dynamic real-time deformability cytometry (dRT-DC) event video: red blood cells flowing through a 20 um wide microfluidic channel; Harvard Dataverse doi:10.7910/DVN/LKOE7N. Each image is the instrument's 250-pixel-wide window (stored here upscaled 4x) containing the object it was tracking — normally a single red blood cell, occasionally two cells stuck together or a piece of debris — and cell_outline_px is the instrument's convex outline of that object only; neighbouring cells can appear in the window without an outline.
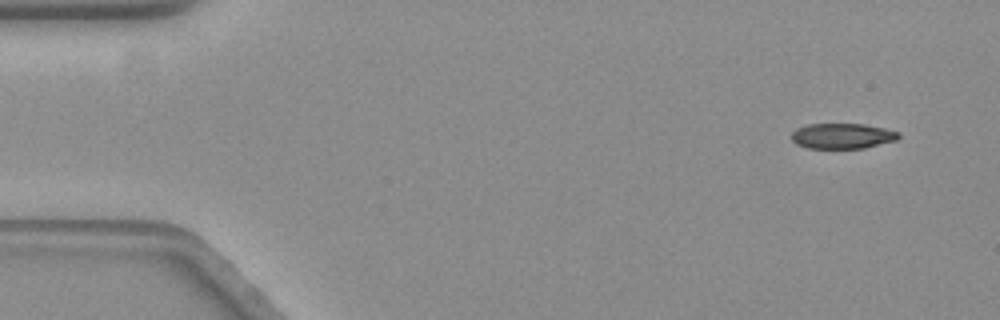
{"species": "common noctule bat (a hibernating species)", "species_latin": "Nyctalus noctula", "temperature_condition": "warm", "stored_images_in_passage": 55, "camera_frame_rate_fps": 3000, "um_per_image_px": 0.085, "animal": {"sex": "female", "body_mass_g": 19.3, "forearm_length_mm": 54.1}, "frame": {"image": 1, "passage_image": 1, "time_ms": 0.0, "image_size_px": [1000, 320], "cell_outline_px": [[900, 136], [896, 140], [864, 148], [808, 148], [796, 144], [792, 140], [792, 132], [796, 128], [808, 124], [864, 124], [884, 128], [900, 132]], "centroid_in_image_um": [71.59, 11.55], "position_along_channel_um": 13.4, "area_um2": 15.84}}
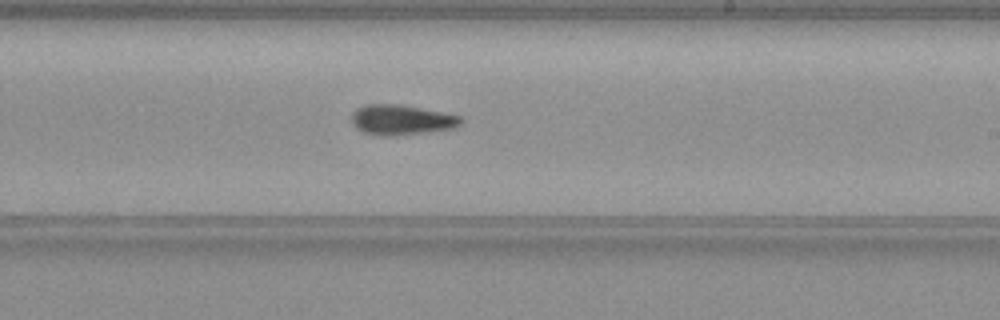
{"frame": {"image": 2, "passage_image": 31, "time_ms": 10.0, "image_size_px": [1000, 320], "cell_outline_px": [[464, 120], [456, 128], [424, 132], [388, 136], [384, 136], [364, 132], [356, 128], [352, 124], [352, 112], [356, 108], [364, 104], [396, 104], [440, 112], [460, 116]], "centroid_in_image_um": [34.09, 10.18], "position_along_channel_um": 254.9, "area_um2": 18.96}}
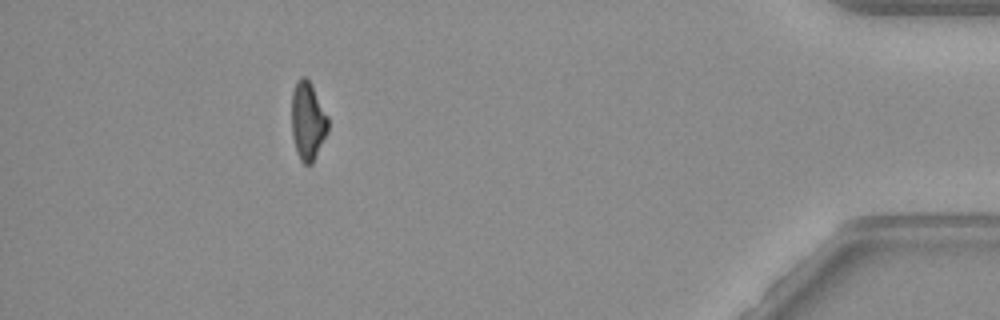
{"frame": {"image": 3, "passage_image": 49, "time_ms": 16.0, "image_size_px": [1000, 320], "cell_outline_px": [[328, 132], [312, 164], [304, 164], [300, 160], [296, 152], [292, 136], [292, 92], [300, 76], [304, 76], [312, 84], [328, 116]], "centroid_in_image_um": [26.17, 10.29], "position_along_channel_um": 409.0, "area_um2": 16.7}, "authors_computed_cell_mechanics": {"area_um2": 18.0336, "velocity_mm_per_s": 3.5665, "shape_relaxation_time_tau1_ms": 10.5522, "shape_relaxation_time_tau2_ms": null, "deformation_change_tau1": 0.2812, "deformation_change_tau2": null}}